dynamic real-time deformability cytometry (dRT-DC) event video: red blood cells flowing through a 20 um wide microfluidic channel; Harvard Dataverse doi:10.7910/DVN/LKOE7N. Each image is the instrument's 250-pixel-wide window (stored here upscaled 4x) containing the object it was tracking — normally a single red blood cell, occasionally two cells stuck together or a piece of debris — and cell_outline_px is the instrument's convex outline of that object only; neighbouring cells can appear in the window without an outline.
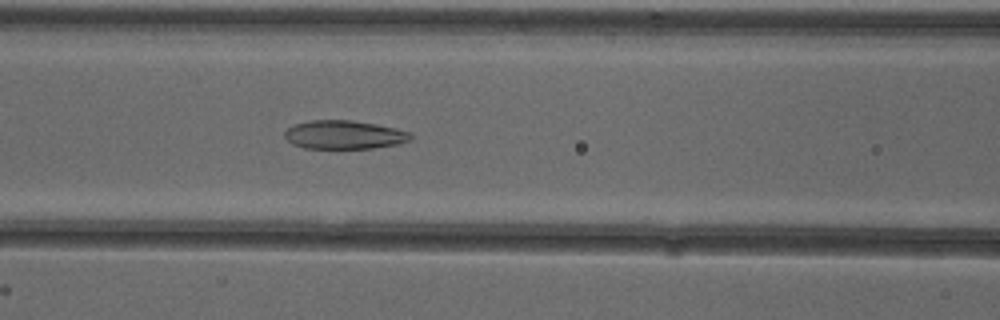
{"species": "common noctule bat (a hibernating species)", "species_latin": "Nyctalus noctula", "temperature_condition": "cold", "stored_images_in_passage": 53, "camera_frame_rate_fps": 3000, "um_per_image_px": 0.085, "animal": {"sex": "female"}, "frame": {"image": 1, "passage_image": 23, "time_ms": 7.333, "image_size_px": [1000, 320], "cell_outline_px": [[412, 140], [396, 144], [372, 148], [304, 148], [292, 144], [284, 136], [284, 132], [292, 124], [308, 120], [352, 120], [376, 124], [396, 128], [408, 132], [412, 136]], "centroid_in_image_um": [29.22, 11.44], "position_along_channel_um": 137.4, "area_um2": 21.04}}
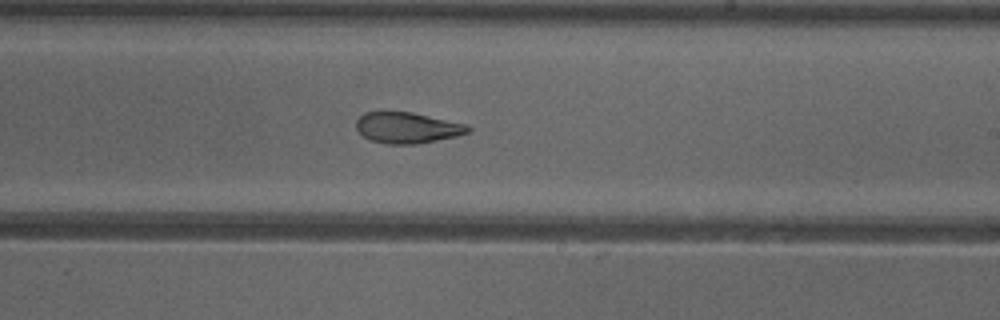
{"frame": {"image": 2, "passage_image": 32, "time_ms": 10.333, "image_size_px": [1000, 320], "cell_outline_px": [[472, 128], [468, 132], [456, 136], [416, 144], [388, 144], [372, 140], [364, 136], [356, 128], [356, 120], [364, 112], [380, 108], [412, 112], [468, 124]], "centroid_in_image_um": [34.57, 10.8], "position_along_channel_um": 254.4, "area_um2": 20.75}}
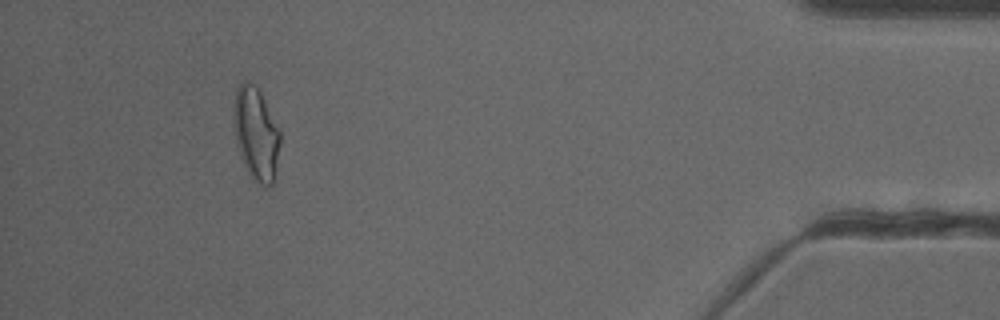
{"frame": {"image": 3, "passage_image": 49, "time_ms": 16.0, "image_size_px": [1000, 320], "cell_outline_px": [[280, 144], [276, 180], [268, 188], [264, 188], [252, 180], [244, 164], [236, 140], [232, 120], [232, 108], [236, 88], [244, 80], [248, 80], [256, 84], [280, 128]], "centroid_in_image_um": [21.78, 11.38], "position_along_channel_um": 413.4, "area_um2": 26.07}, "authors_computed_cell_mechanics": {"area_um2": 23.5824, "velocity_mm_per_s": 3.9031, "shape_relaxation_time_tau1_ms": null, "shape_relaxation_time_tau2_ms": 1.7178, "deformation_change_tau1": null, "deformation_change_tau2": 0.0853}}